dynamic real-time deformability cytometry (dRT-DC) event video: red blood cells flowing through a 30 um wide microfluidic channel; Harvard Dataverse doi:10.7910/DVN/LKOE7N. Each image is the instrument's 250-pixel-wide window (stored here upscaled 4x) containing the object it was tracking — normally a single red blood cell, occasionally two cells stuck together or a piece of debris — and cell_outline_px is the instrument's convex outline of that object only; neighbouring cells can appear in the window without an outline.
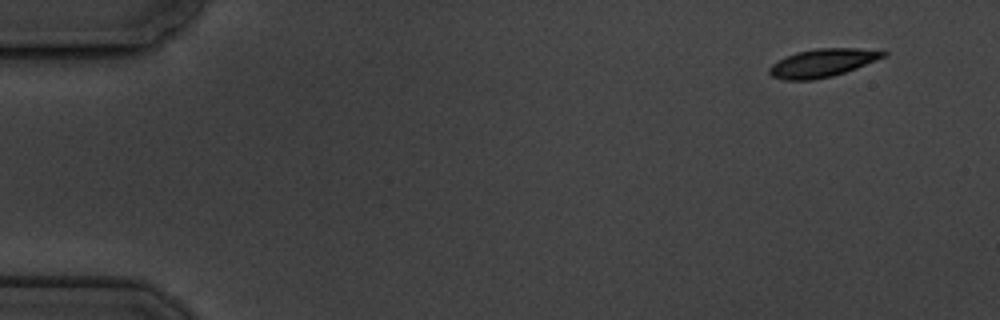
{"species": "common noctule bat (a hibernating species)", "species_latin": "Nyctalus noctula", "temperature_condition": "cold", "stored_images_in_passage": 6, "camera_frame_rate_fps": 3000, "um_per_image_px": 0.085, "animal": {"sex": "male", "body_mass_g": 19.5, "forearm_length_mm": 54.6}, "frame": {"image": 1, "passage_image": 1, "time_ms": 0.0, "image_size_px": [1000, 320], "cell_outline_px": [[888, 52], [884, 56], [876, 60], [856, 68], [832, 76], [812, 80], [784, 80], [772, 76], [768, 72], [768, 68], [772, 64], [796, 52], [816, 48], [856, 48]], "centroid_in_image_um": [69.87, 5.35], "position_along_channel_um": 15.1, "area_um2": 18.38}}
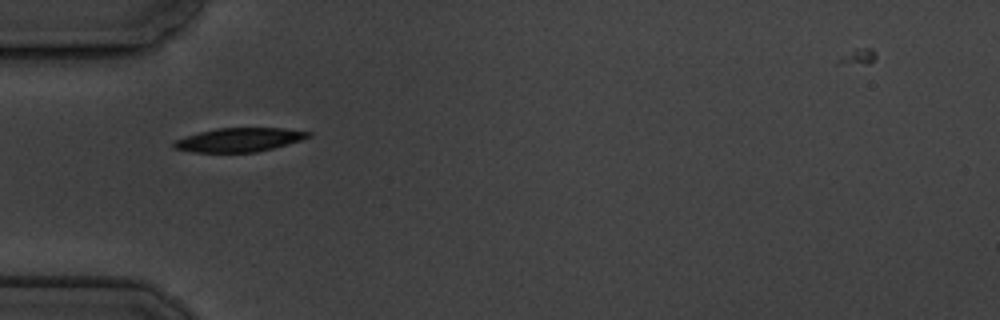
{"frame": {"image": 2, "passage_image": 5, "time_ms": 4.667, "image_size_px": [1000, 320], "cell_outline_px": [[312, 136], [300, 140], [272, 148], [256, 152], [192, 152], [172, 148], [172, 144], [176, 140], [200, 132], [216, 128], [284, 128], [312, 132]], "centroid_in_image_um": [20.33, 11.88], "position_along_channel_um": 64.7, "area_um2": 18.5}}